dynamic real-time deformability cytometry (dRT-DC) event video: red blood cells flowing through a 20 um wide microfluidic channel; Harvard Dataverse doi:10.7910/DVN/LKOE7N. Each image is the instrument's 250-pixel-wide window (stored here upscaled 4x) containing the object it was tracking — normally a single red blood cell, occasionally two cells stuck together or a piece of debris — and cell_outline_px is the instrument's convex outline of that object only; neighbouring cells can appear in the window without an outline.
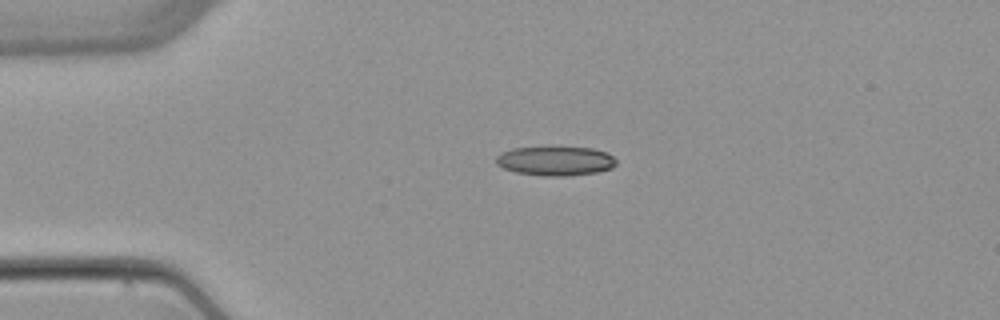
{"species": "common noctule bat (a hibernating species)", "species_latin": "Nyctalus noctula", "temperature_condition": "warm", "stored_images_in_passage": 5, "camera_frame_rate_fps": 3000, "um_per_image_px": 0.085, "animal": {"sex": "female", "body_mass_g": 22.7, "forearm_length_mm": 54.2}, "frame": {"image": 1, "passage_image": 4, "time_ms": 3.667, "image_size_px": [1000, 320], "cell_outline_px": [[616, 164], [612, 168], [596, 172], [564, 176], [544, 176], [516, 172], [504, 168], [496, 164], [496, 156], [500, 152], [512, 148], [552, 144], [592, 148], [608, 152], [616, 160]], "centroid_in_image_um": [47.19, 13.62], "position_along_channel_um": 37.8, "area_um2": 21.44}}